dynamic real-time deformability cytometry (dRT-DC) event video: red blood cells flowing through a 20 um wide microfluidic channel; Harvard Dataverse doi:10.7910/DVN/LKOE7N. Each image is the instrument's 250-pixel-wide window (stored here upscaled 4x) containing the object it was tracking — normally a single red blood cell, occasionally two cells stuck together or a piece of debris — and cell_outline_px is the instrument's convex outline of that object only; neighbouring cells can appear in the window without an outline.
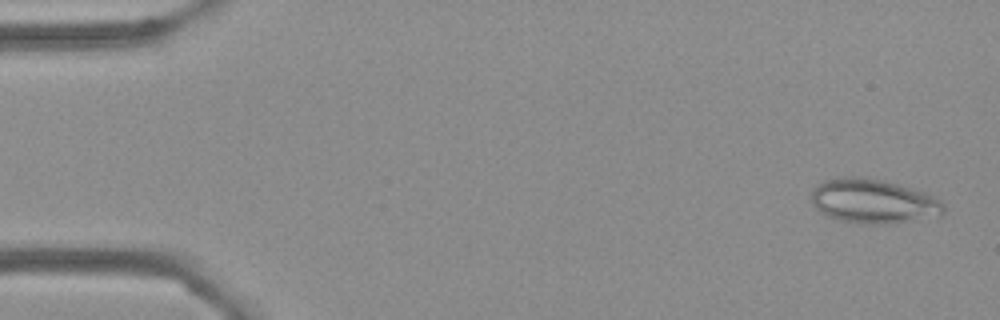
{"species": "Egyptian fruit bat (a non-hibernating species)", "species_latin": "Rousettus aegyptiacus", "temperature_condition": "cold", "stored_images_in_passage": 55, "camera_frame_rate_fps": 3000, "um_per_image_px": 0.085, "frame": {"image": 1, "passage_image": 2, "time_ms": 0.333, "image_size_px": [1000, 320], "cell_outline_px": [[944, 212], [940, 216], [888, 224], [868, 224], [840, 220], [828, 216], [820, 212], [812, 204], [812, 188], [828, 180], [844, 176], [864, 176], [884, 180], [924, 192], [936, 196], [944, 204]], "centroid_in_image_um": [74.26, 17.1], "position_along_channel_um": 10.7, "area_um2": 34.28}}
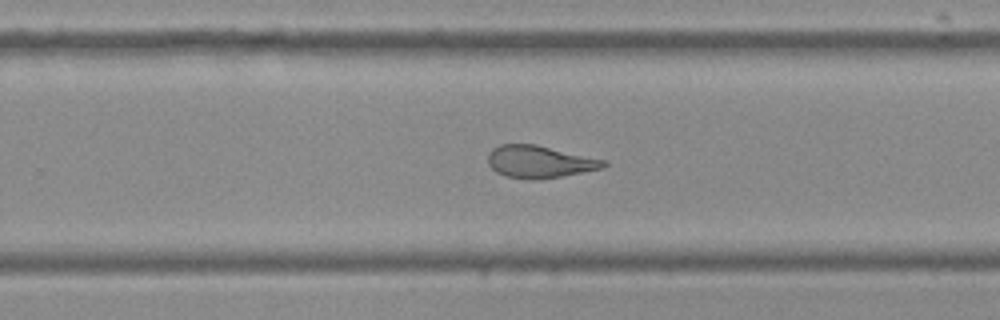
{"frame": {"image": 2, "passage_image": 35, "time_ms": 11.333, "image_size_px": [1000, 320], "cell_outline_px": [[608, 164], [604, 168], [560, 176], [536, 180], [504, 176], [496, 172], [488, 164], [488, 152], [492, 148], [500, 144], [536, 144], [604, 160]], "centroid_in_image_um": [45.82, 13.74], "position_along_channel_um": 284.0, "area_um2": 21.68}}
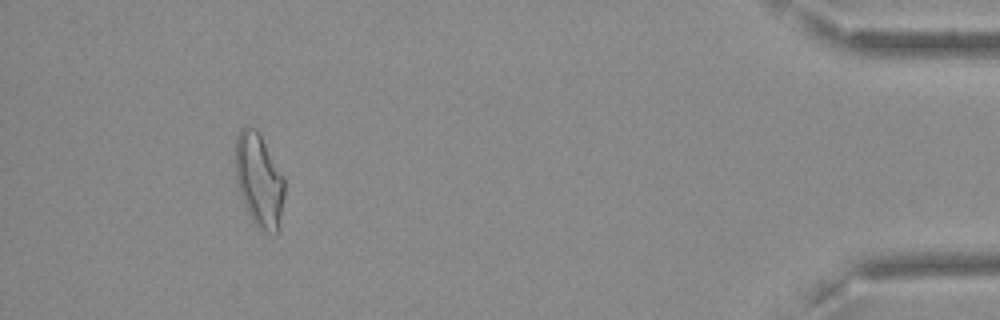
{"frame": {"image": 3, "passage_image": 51, "time_ms": 16.667, "image_size_px": [1000, 320], "cell_outline_px": [[284, 196], [280, 216], [276, 232], [264, 232], [256, 228], [244, 204], [236, 180], [236, 136], [240, 128], [244, 124], [256, 128], [284, 176]], "centroid_in_image_um": [22.01, 15.27], "position_along_channel_um": 413.2, "area_um2": 26.53}, "authors_computed_cell_mechanics": {"area_um2": 24.1604, "velocity_mm_per_s": 3.6206, "shape_relaxation_time_tau1_ms": null, "shape_relaxation_time_tau2_ms": 2.5909, "deformation_change_tau1": null, "deformation_change_tau2": 0.1107}}